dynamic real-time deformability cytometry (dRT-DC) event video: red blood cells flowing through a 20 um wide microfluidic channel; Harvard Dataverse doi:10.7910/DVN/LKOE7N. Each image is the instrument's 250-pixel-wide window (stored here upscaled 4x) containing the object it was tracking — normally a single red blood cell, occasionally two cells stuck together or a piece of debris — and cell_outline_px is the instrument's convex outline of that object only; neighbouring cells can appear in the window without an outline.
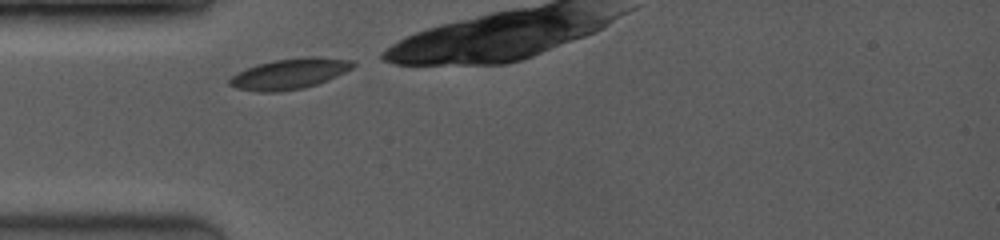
{"species": "common noctule bat (a hibernating species)", "species_latin": "Nyctalus noctula", "temperature_condition": "room temperature", "stored_images_in_passage": 13, "camera_frame_rate_fps": 3500, "um_per_image_px": 0.085, "animal": {"sex": "female", "body_mass_g": 19.0, "forearm_length_mm": 53.3}, "frame": {"image": 1, "passage_image": 1, "time_ms": 0.0, "image_size_px": [1000, 240], "cell_outline_px": [[356, 64], [352, 68], [336, 76], [316, 84], [304, 88], [280, 92], [260, 92], [236, 88], [228, 84], [228, 80], [236, 72], [256, 64], [272, 60], [308, 56], [320, 56], [352, 60]], "centroid_in_image_um": [24.59, 6.26], "position_along_channel_um": 60.4, "area_um2": 22.2}}
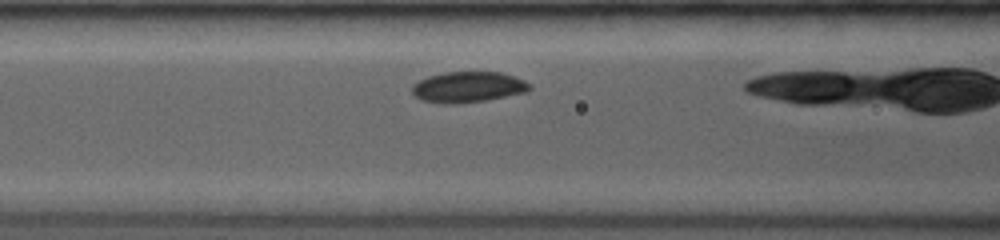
{"frame": {"image": 2, "passage_image": 4, "time_ms": 1.714, "image_size_px": [1000, 240], "cell_outline_px": [[532, 88], [528, 92], [484, 100], [452, 104], [444, 104], [420, 100], [412, 92], [412, 84], [428, 76], [444, 72], [500, 72], [524, 80]], "centroid_in_image_um": [39.76, 7.4], "position_along_channel_um": 126.8, "area_um2": 20.98}}
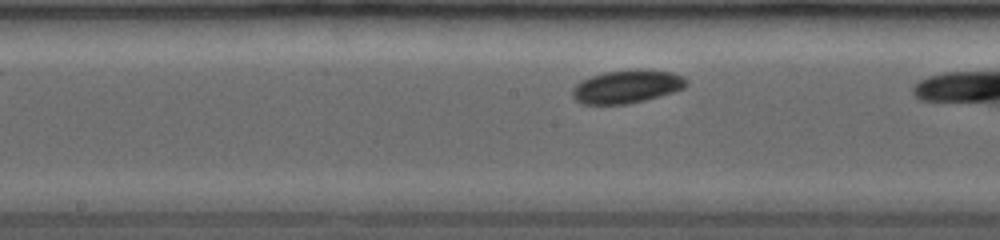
{"frame": {"image": 3, "passage_image": 8, "time_ms": 3.429, "image_size_px": [1000, 240], "cell_outline_px": [[688, 84], [684, 88], [660, 96], [628, 104], [580, 104], [572, 96], [572, 88], [580, 80], [604, 72], [636, 68], [640, 68], [672, 72], [684, 76], [688, 80]], "centroid_in_image_um": [53.29, 7.34], "position_along_channel_um": 194.9, "area_um2": 22.37}}